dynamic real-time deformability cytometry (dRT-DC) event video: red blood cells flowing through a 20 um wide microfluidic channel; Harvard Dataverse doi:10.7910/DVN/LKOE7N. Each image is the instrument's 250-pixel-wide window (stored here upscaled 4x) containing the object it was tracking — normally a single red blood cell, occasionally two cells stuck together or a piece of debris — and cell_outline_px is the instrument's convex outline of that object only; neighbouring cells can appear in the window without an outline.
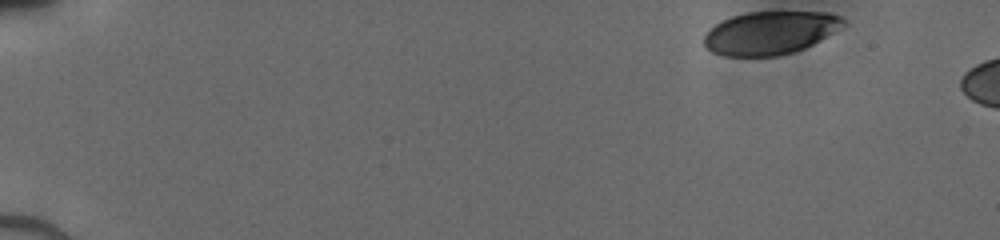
{"species": "human", "species_latin": "Homo sapiens", "temperature_condition": "cold", "stored_images_in_passage": 6, "camera_frame_rate_fps": 3000, "um_per_image_px": 0.085, "donor": {"sex": "male"}, "frame": {"image": 1, "passage_image": 1, "time_ms": 0.0, "image_size_px": [1000, 240], "cell_outline_px": [[844, 24], [820, 40], [804, 48], [792, 52], [776, 56], [724, 56], [712, 52], [704, 44], [704, 36], [716, 24], [732, 16], [748, 12], [828, 12], [840, 16], [844, 20]], "centroid_in_image_um": [65.44, 2.79], "position_along_channel_um": 19.6, "area_um2": 34.51}}